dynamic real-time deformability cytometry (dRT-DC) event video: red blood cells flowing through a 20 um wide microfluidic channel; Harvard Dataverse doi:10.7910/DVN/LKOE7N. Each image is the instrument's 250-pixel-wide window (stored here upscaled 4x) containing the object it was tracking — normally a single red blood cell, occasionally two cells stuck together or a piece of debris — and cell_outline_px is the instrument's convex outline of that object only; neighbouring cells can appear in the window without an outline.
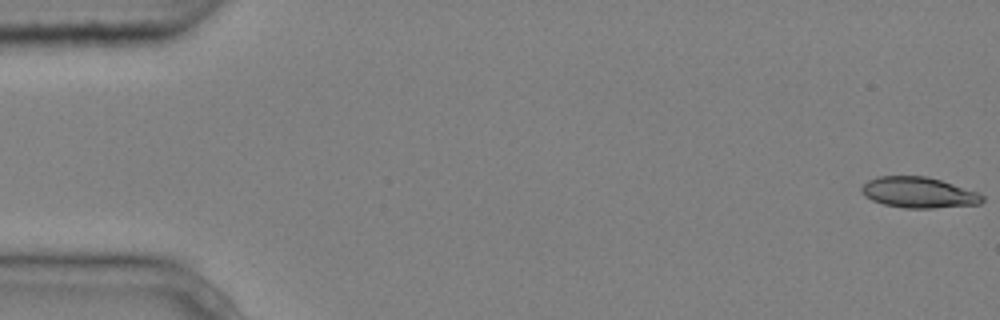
{"species": "common noctule bat (a hibernating species)", "species_latin": "Nyctalus noctula", "temperature_condition": "cold", "stored_images_in_passage": 6, "camera_frame_rate_fps": 3000, "um_per_image_px": 0.085, "animal": {"sex": "male", "body_mass_g": 20.4}, "frame": {"image": 1, "passage_image": 1, "time_ms": 0.0, "image_size_px": [1000, 320], "cell_outline_px": [[984, 200], [980, 204], [932, 208], [904, 208], [884, 204], [872, 200], [864, 196], [860, 192], [860, 188], [868, 180], [876, 176], [924, 176], [940, 180], [976, 192], [984, 196]], "centroid_in_image_um": [78.04, 16.37], "position_along_channel_um": 7.0, "area_um2": 21.56}}
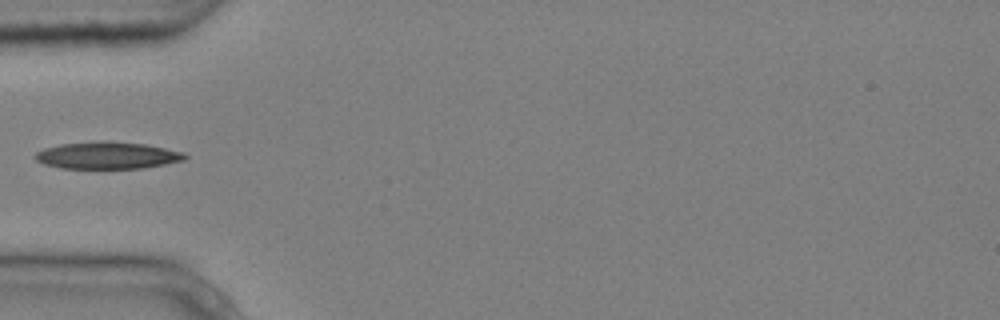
{"frame": {"image": 2, "passage_image": 5, "time_ms": 1.333, "image_size_px": [1000, 320], "cell_outline_px": [[188, 156], [184, 160], [144, 168], [60, 168], [44, 164], [36, 160], [32, 156], [36, 152], [44, 148], [60, 144], [104, 140], [108, 140], [144, 144], [184, 152]], "centroid_in_image_um": [9.09, 13.2], "position_along_channel_um": 75.9, "area_um2": 23.7}}
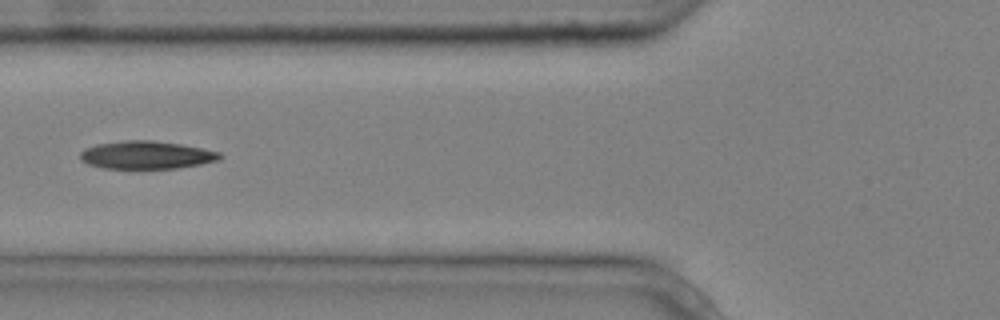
{"frame": {"image": 3, "passage_image": 6, "time_ms": 1.667, "image_size_px": [1000, 320], "cell_outline_px": [[224, 156], [220, 160], [200, 164], [176, 168], [104, 168], [88, 164], [80, 160], [80, 152], [84, 148], [96, 144], [124, 140], [152, 140], [180, 144], [220, 152]], "centroid_in_image_um": [12.43, 13.17], "position_along_channel_um": 113.4, "area_um2": 22.72}}